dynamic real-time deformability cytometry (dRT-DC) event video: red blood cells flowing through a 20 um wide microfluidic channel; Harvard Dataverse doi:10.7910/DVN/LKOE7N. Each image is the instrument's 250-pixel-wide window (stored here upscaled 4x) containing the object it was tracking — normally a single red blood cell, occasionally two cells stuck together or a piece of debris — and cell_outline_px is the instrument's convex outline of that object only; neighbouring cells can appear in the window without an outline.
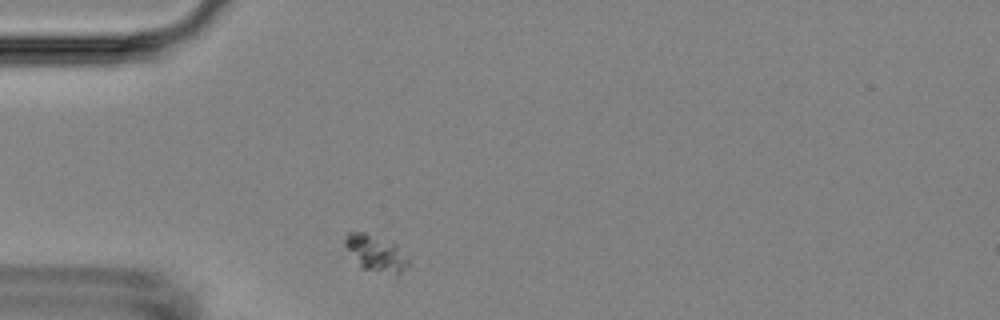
{"species": "Egyptian fruit bat (a non-hibernating species)", "species_latin": "Rousettus aegyptiacus", "temperature_condition": "room temperature", "stored_images_in_passage": 43, "camera_frame_rate_fps": 3000, "um_per_image_px": 0.085, "animal": {"sex": "female"}, "frame": {"image": 1, "passage_image": 2, "time_ms": 0.333, "image_size_px": [1000, 320], "cell_outline_px": [[408, 264], [396, 276], [360, 268], [344, 244], [344, 236], [348, 232], [364, 232], [396, 244], [408, 256]], "centroid_in_image_um": [31.93, 21.54], "position_along_channel_um": 53.1, "area_um2": 13.47}}
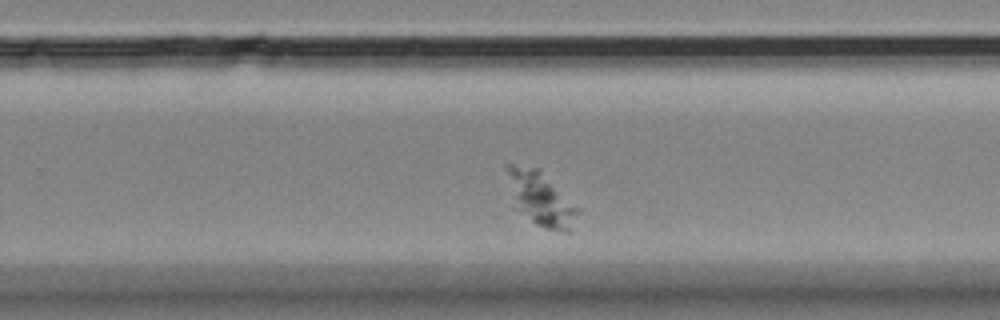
{"frame": {"image": 2, "passage_image": 23, "time_ms": 7.333, "image_size_px": [1000, 320], "cell_outline_px": [[580, 212], [568, 232], [564, 232], [544, 228], [536, 224], [512, 208], [504, 164], [512, 164], [540, 168], [580, 208]], "centroid_in_image_um": [45.91, 16.86], "position_along_channel_um": 283.9, "area_um2": 23.06}}
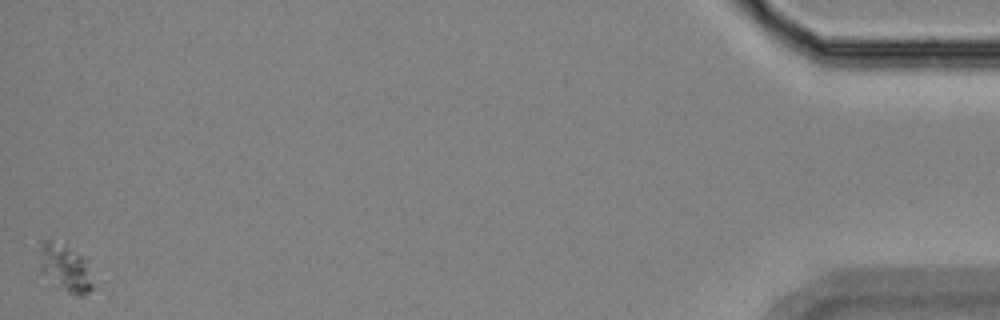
{"frame": {"image": 3, "passage_image": 43, "time_ms": 14.0, "image_size_px": [1000, 320], "cell_outline_px": [[92, 288], [84, 296], [76, 296], [68, 292], [40, 272], [40, 240], [52, 240], [64, 244], [88, 260], [92, 284]], "centroid_in_image_um": [5.55, 22.74], "position_along_channel_um": 429.6, "area_um2": 14.68}}